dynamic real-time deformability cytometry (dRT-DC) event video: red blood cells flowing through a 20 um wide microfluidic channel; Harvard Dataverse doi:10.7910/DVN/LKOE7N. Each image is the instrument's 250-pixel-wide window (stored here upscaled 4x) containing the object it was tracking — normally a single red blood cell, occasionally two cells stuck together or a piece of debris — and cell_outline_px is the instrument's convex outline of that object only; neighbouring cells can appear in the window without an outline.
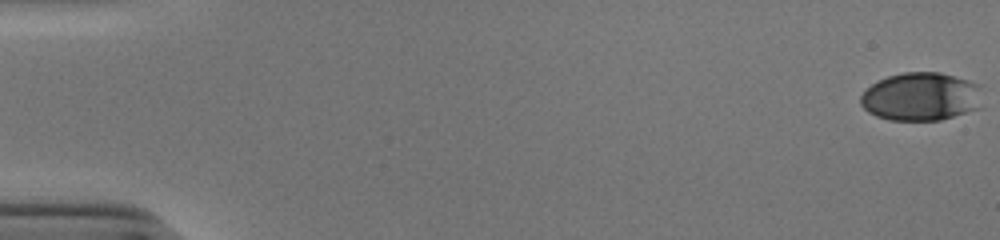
{"species": "human", "species_latin": "Homo sapiens", "temperature_condition": "cold", "stored_images_in_passage": 53, "camera_frame_rate_fps": 3000, "um_per_image_px": 0.085, "donor": {"sex": "male"}, "frame": {"image": 1, "passage_image": 1, "time_ms": 0.0, "image_size_px": [1000, 240], "cell_outline_px": [[980, 108], [940, 120], [888, 120], [876, 116], [868, 112], [860, 104], [860, 96], [872, 84], [888, 76], [904, 72], [940, 72], [968, 80], [980, 84]], "centroid_in_image_um": [78.28, 8.21], "position_along_channel_um": 6.7, "area_um2": 34.28}}
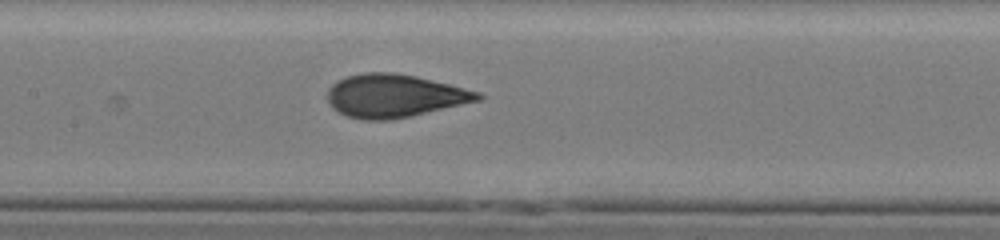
{"frame": {"image": 2, "passage_image": 27, "time_ms": 8.667, "image_size_px": [1000, 240], "cell_outline_px": [[484, 96], [480, 100], [392, 120], [360, 120], [348, 116], [332, 108], [328, 100], [328, 88], [336, 80], [348, 76], [364, 72], [396, 72], [416, 76], [480, 92]], "centroid_in_image_um": [33.49, 8.14], "position_along_channel_um": 173.9, "area_um2": 37.63}}
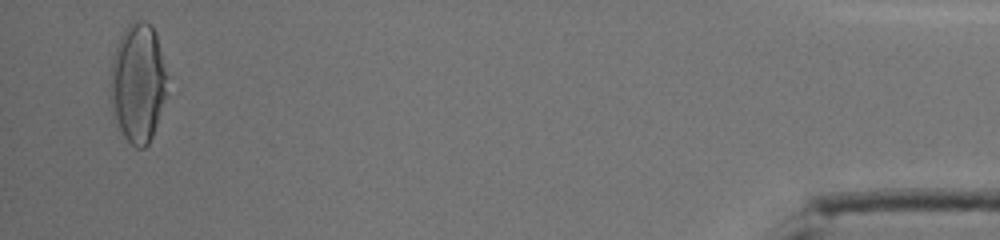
{"frame": {"image": 3, "passage_image": 52, "time_ms": 17.0, "image_size_px": [1000, 240], "cell_outline_px": [[164, 96], [156, 124], [152, 136], [148, 144], [144, 148], [136, 148], [124, 136], [112, 112], [108, 96], [112, 56], [120, 36], [124, 28], [132, 20], [144, 20], [152, 24], [156, 32], [164, 72]], "centroid_in_image_um": [11.64, 7.01], "position_along_channel_um": 423.6, "area_um2": 39.02}, "authors_computed_cell_mechanics": {"area_um2": 36.7608, "velocity_mm_per_s": 3.9301, "shape_relaxation_time_tau1_ms": 4.0254, "shape_relaxation_time_tau2_ms": 0.8013, "deformation_change_tau1": 0.1899, "deformation_change_tau2": 0.064}}